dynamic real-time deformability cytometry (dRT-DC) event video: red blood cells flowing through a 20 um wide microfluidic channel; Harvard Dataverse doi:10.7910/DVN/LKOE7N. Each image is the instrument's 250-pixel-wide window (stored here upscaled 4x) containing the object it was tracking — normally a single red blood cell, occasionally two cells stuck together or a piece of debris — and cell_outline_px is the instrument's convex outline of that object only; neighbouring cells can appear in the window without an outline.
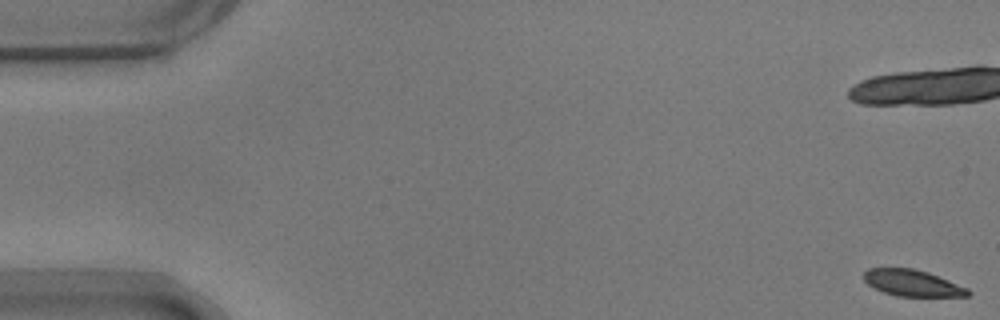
{"species": "common noctule bat (a hibernating species)", "species_latin": "Nyctalus noctula", "temperature_condition": "warm", "stored_images_in_passage": 20, "camera_frame_rate_fps": 3000, "um_per_image_px": 0.085, "animal": {"sex": "male", "body_mass_g": 17.9}, "frame": {"image": 1, "passage_image": 1, "time_ms": 0.0, "image_size_px": [1000, 320], "cell_outline_px": [[972, 292], [968, 296], [896, 296], [872, 288], [864, 280], [864, 272], [868, 268], [912, 268], [928, 272], [968, 288]], "centroid_in_image_um": [77.54, 24.06], "position_along_channel_um": 7.5, "area_um2": 16.01}}